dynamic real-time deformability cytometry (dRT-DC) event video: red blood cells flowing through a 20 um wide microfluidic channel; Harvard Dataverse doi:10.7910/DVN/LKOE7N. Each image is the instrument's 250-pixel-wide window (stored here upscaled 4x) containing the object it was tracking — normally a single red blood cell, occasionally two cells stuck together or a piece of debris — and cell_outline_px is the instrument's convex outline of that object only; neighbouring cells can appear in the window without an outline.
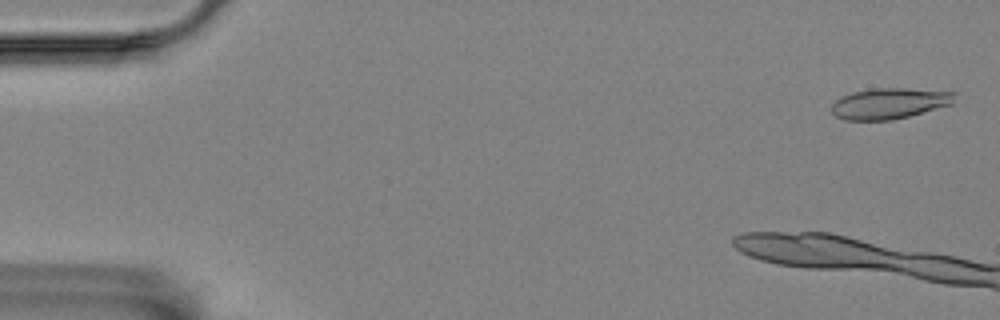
{"species": "Egyptian fruit bat (a non-hibernating species)", "species_latin": "Rousettus aegyptiacus", "temperature_condition": "room temperature", "stored_images_in_passage": 4, "segment_of_instrument_passage": [2, 2], "camera_frame_rate_fps": 3000, "um_per_image_px": 0.085, "animal": {"sex": "female"}, "frame": {"image": 1, "passage_image": 4, "time_ms": 1.0, "image_size_px": [1000, 320], "cell_outline_px": [[956, 92], [952, 104], [908, 116], [892, 120], [844, 120], [836, 116], [832, 112], [832, 104], [840, 96], [852, 92], [872, 88], [904, 88]], "centroid_in_image_um": [75.57, 8.78], "position_along_channel_um": 9.4, "area_um2": 22.08}}